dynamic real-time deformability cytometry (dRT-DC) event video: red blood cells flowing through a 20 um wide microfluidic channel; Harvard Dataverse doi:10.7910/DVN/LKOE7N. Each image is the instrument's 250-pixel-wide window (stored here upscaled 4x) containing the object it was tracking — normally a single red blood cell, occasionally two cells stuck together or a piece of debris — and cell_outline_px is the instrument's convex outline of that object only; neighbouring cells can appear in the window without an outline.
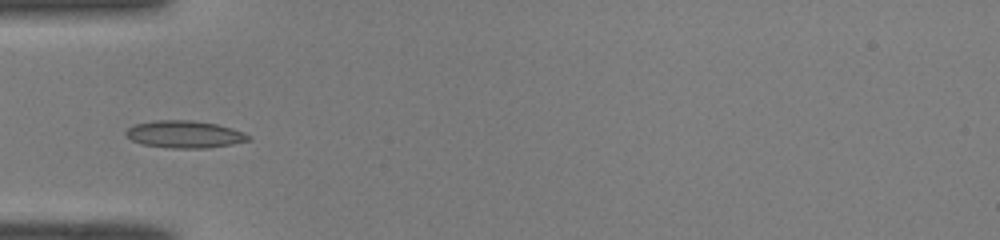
{"species": "common noctule bat (a hibernating species)", "species_latin": "Nyctalus noctula", "temperature_condition": "room temperature", "stored_images_in_passage": 46, "camera_frame_rate_fps": 3000, "um_per_image_px": 0.085, "animal": {"sex": "male", "body_mass_g": 19.0, "forearm_length_mm": 50.8}, "frame": {"image": 1, "passage_image": 13, "time_ms": 4.0, "image_size_px": [1000, 240], "cell_outline_px": [[252, 140], [232, 144], [208, 148], [172, 148], [144, 144], [132, 140], [124, 136], [124, 132], [128, 128], [136, 124], [156, 120], [192, 120], [216, 124], [232, 128], [244, 132], [252, 136]], "centroid_in_image_um": [15.72, 11.41], "position_along_channel_um": 69.3, "area_um2": 19.54}}
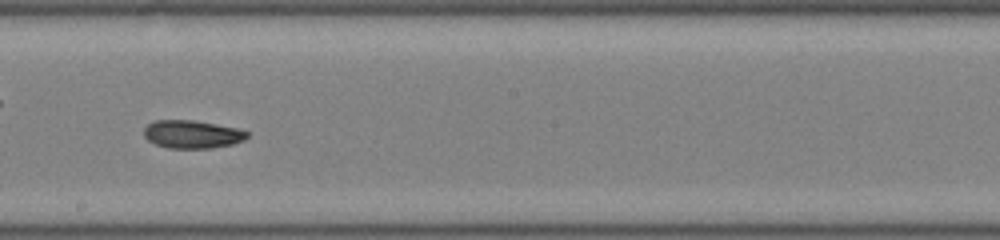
{"frame": {"image": 2, "passage_image": 25, "time_ms": 8.0, "image_size_px": [1000, 240], "cell_outline_px": [[248, 136], [244, 140], [232, 144], [212, 148], [168, 148], [156, 144], [148, 140], [144, 136], [144, 128], [148, 124], [156, 120], [192, 120], [240, 128], [248, 132]], "centroid_in_image_um": [16.35, 11.41], "position_along_channel_um": 231.9, "area_um2": 16.88}}
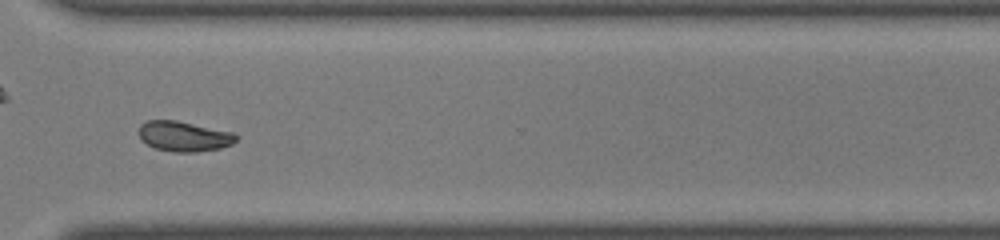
{"frame": {"image": 3, "passage_image": 34, "time_ms": 11.0, "image_size_px": [1000, 240], "cell_outline_px": [[236, 140], [232, 144], [220, 148], [196, 152], [172, 152], [156, 148], [140, 140], [140, 124], [148, 120], [176, 120], [232, 132], [236, 136]], "centroid_in_image_um": [15.62, 11.59], "position_along_channel_um": 355.0, "area_um2": 16.94}, "authors_computed_cell_mechanics": {"area_um2": 17.1666, "velocity_mm_per_s": 4.0733, "shape_relaxation_time_tau1_ms": 4.9958, "shape_relaxation_time_tau2_ms": 3.4044, "deformation_change_tau1": 0.1228, "deformation_change_tau2": 0.0695}}